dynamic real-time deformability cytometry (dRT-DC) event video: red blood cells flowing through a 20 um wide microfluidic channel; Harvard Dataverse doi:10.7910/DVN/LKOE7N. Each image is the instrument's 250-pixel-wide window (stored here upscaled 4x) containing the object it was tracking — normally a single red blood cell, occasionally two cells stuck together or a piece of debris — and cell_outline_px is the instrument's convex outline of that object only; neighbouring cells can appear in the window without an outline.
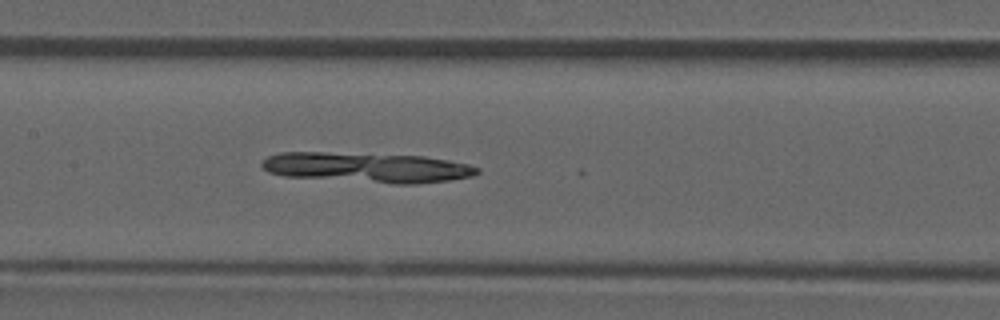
{"species": "common noctule bat (a hibernating species)", "species_latin": "Nyctalus noctula", "temperature_condition": "room temperature", "stored_images_in_passage": 52, "camera_frame_rate_fps": 3000, "um_per_image_px": 0.085, "animal": {"sex": "male", "forearm_length_mm": 52.5}, "frame": {"image": 1, "passage_image": 25, "time_ms": 8.0, "image_size_px": [1000, 320], "cell_outline_px": [[480, 172], [472, 176], [448, 180], [416, 184], [392, 184], [284, 176], [268, 172], [260, 164], [268, 156], [280, 152], [324, 152], [424, 156], [448, 160], [468, 164], [480, 168]], "centroid_in_image_um": [31.2, 14.24], "position_along_channel_um": 176.2, "area_um2": 37.8}}
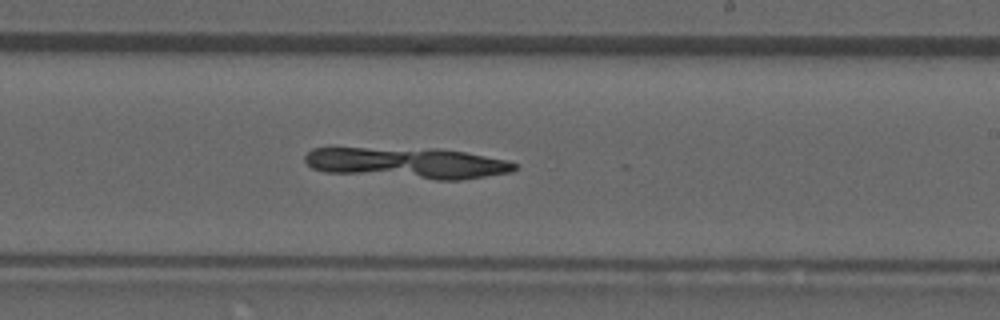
{"frame": {"image": 2, "passage_image": 31, "time_ms": 10.0, "image_size_px": [1000, 320], "cell_outline_px": [[520, 168], [512, 172], [460, 180], [436, 180], [324, 172], [312, 168], [304, 160], [304, 156], [312, 148], [328, 144], [332, 144], [440, 148], [464, 152], [508, 160], [516, 164]], "centroid_in_image_um": [34.46, 13.79], "position_along_channel_um": 254.5, "area_um2": 40.29}}
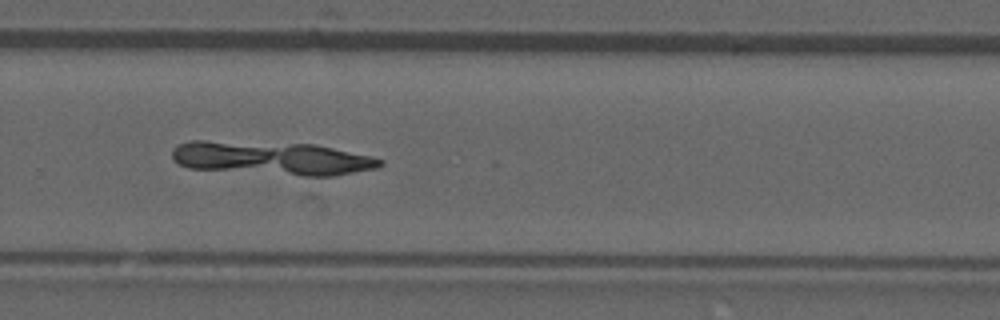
{"frame": {"image": 3, "passage_image": 35, "time_ms": 11.333, "image_size_px": [1000, 320], "cell_outline_px": [[384, 164], [376, 168], [332, 176], [300, 176], [188, 168], [176, 164], [172, 156], [172, 148], [188, 140], [204, 140], [316, 144], [372, 156], [384, 160]], "centroid_in_image_um": [23.08, 13.44], "position_along_channel_um": 306.7, "area_um2": 41.04}}